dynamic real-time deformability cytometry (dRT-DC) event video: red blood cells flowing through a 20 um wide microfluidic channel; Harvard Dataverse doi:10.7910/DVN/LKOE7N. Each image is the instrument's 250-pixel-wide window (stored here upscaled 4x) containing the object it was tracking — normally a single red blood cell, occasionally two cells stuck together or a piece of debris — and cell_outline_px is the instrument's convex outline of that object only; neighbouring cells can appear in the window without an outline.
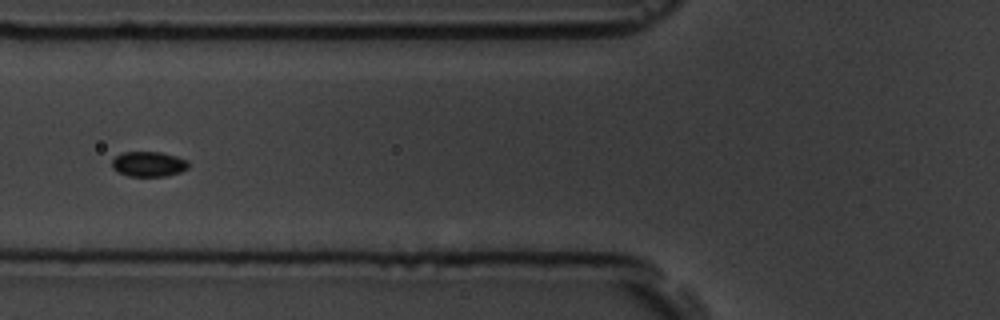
{"species": "common noctule bat (a hibernating species)", "species_latin": "Nyctalus noctula", "temperature_condition": "room temperature", "stored_images_in_passage": 9, "camera_frame_rate_fps": 3000, "um_per_image_px": 0.085, "animal": {"sex": "male", "body_mass_g": 19.5, "forearm_length_mm": 54.6}, "frame": {"image": 1, "passage_image": 6, "time_ms": 5.667, "image_size_px": [1000, 320], "cell_outline_px": [[188, 168], [180, 172], [164, 176], [128, 176], [112, 168], [112, 160], [116, 156], [124, 152], [160, 152], [176, 156], [188, 160]], "centroid_in_image_um": [12.64, 13.94], "position_along_channel_um": 113.2, "area_um2": 11.1}}
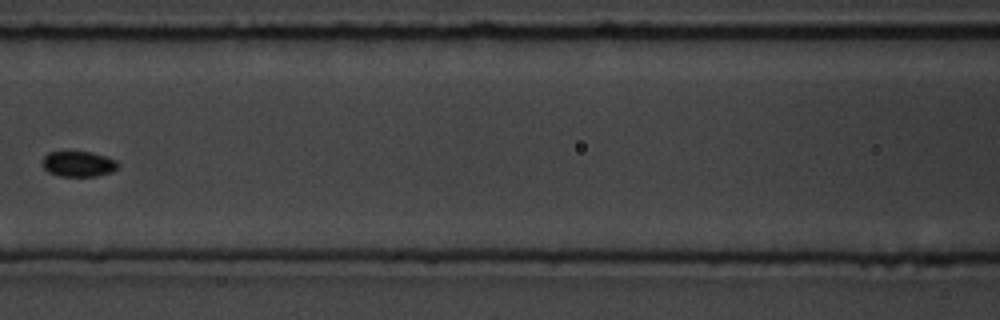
{"frame": {"image": 2, "passage_image": 7, "time_ms": 7.0, "image_size_px": [1000, 320], "cell_outline_px": [[120, 164], [112, 172], [96, 176], [60, 176], [48, 172], [44, 168], [44, 156], [48, 152], [64, 148], [92, 152], [116, 160]], "centroid_in_image_um": [6.64, 13.88], "position_along_channel_um": 160.0, "area_um2": 11.73}}
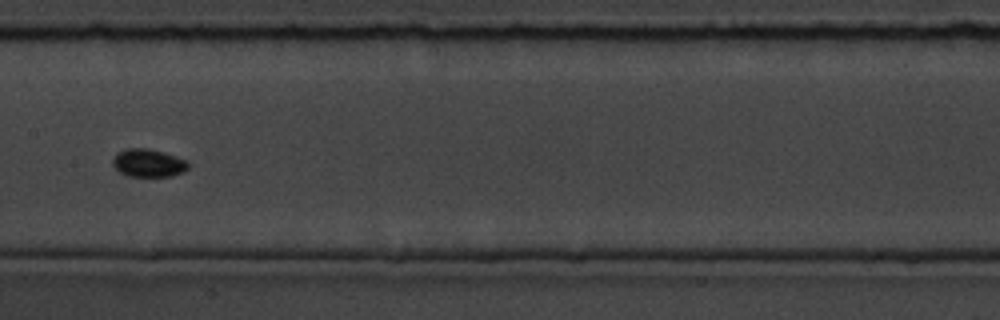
{"frame": {"image": 3, "passage_image": 8, "time_ms": 8.0, "image_size_px": [1000, 320], "cell_outline_px": [[188, 168], [184, 172], [172, 176], [128, 176], [120, 172], [112, 164], [112, 160], [120, 152], [128, 148], [148, 148], [176, 156], [184, 160], [188, 164]], "centroid_in_image_um": [12.62, 13.86], "position_along_channel_um": 194.8, "area_um2": 12.08}}